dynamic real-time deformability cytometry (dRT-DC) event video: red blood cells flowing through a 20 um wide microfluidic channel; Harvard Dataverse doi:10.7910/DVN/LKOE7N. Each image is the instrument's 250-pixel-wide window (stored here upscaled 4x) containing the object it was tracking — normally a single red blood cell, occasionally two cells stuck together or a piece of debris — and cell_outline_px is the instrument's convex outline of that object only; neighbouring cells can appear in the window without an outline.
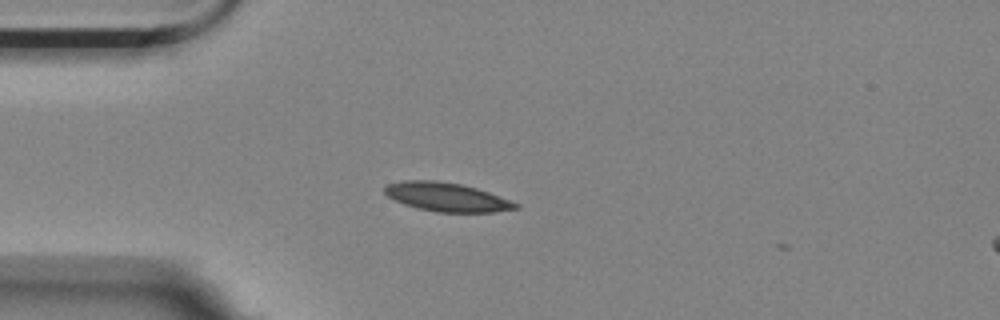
{"species": "Egyptian fruit bat (a non-hibernating species)", "species_latin": "Rousettus aegyptiacus", "temperature_condition": "room temperature", "stored_images_in_passage": 5, "camera_frame_rate_fps": 3000, "um_per_image_px": 0.085, "animal": {"sex": "female"}, "frame": {"image": 1, "passage_image": 5, "time_ms": 1.333, "image_size_px": [1000, 320], "cell_outline_px": [[520, 208], [492, 212], [436, 212], [416, 208], [404, 204], [388, 196], [384, 192], [384, 188], [388, 184], [404, 180], [436, 180], [460, 184], [476, 188], [488, 192], [520, 204]], "centroid_in_image_um": [37.97, 16.75], "position_along_channel_um": 47.0, "area_um2": 21.85}}